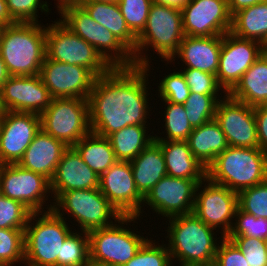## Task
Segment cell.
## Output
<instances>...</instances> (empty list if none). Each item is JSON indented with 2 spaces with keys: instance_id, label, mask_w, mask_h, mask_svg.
Returning a JSON list of instances; mask_svg holds the SVG:
<instances>
[{
  "instance_id": "cell-15",
  "label": "cell",
  "mask_w": 267,
  "mask_h": 266,
  "mask_svg": "<svg viewBox=\"0 0 267 266\" xmlns=\"http://www.w3.org/2000/svg\"><path fill=\"white\" fill-rule=\"evenodd\" d=\"M261 56V43L239 38L231 32L222 35L219 69L216 74L217 81L223 88L221 92L228 94Z\"/></svg>"
},
{
  "instance_id": "cell-44",
  "label": "cell",
  "mask_w": 267,
  "mask_h": 266,
  "mask_svg": "<svg viewBox=\"0 0 267 266\" xmlns=\"http://www.w3.org/2000/svg\"><path fill=\"white\" fill-rule=\"evenodd\" d=\"M244 254L249 266H267V247L263 239L227 236Z\"/></svg>"
},
{
  "instance_id": "cell-52",
  "label": "cell",
  "mask_w": 267,
  "mask_h": 266,
  "mask_svg": "<svg viewBox=\"0 0 267 266\" xmlns=\"http://www.w3.org/2000/svg\"><path fill=\"white\" fill-rule=\"evenodd\" d=\"M57 10L58 12L69 5H80L82 2H84V0H57Z\"/></svg>"
},
{
  "instance_id": "cell-39",
  "label": "cell",
  "mask_w": 267,
  "mask_h": 266,
  "mask_svg": "<svg viewBox=\"0 0 267 266\" xmlns=\"http://www.w3.org/2000/svg\"><path fill=\"white\" fill-rule=\"evenodd\" d=\"M31 213L21 202L0 193V228L25 229Z\"/></svg>"
},
{
  "instance_id": "cell-57",
  "label": "cell",
  "mask_w": 267,
  "mask_h": 266,
  "mask_svg": "<svg viewBox=\"0 0 267 266\" xmlns=\"http://www.w3.org/2000/svg\"><path fill=\"white\" fill-rule=\"evenodd\" d=\"M3 165L2 161H1V154H0V167Z\"/></svg>"
},
{
  "instance_id": "cell-56",
  "label": "cell",
  "mask_w": 267,
  "mask_h": 266,
  "mask_svg": "<svg viewBox=\"0 0 267 266\" xmlns=\"http://www.w3.org/2000/svg\"><path fill=\"white\" fill-rule=\"evenodd\" d=\"M5 26L6 25L0 23V40H1V35H2V32H3L4 28H5Z\"/></svg>"
},
{
  "instance_id": "cell-8",
  "label": "cell",
  "mask_w": 267,
  "mask_h": 266,
  "mask_svg": "<svg viewBox=\"0 0 267 266\" xmlns=\"http://www.w3.org/2000/svg\"><path fill=\"white\" fill-rule=\"evenodd\" d=\"M49 205H45L47 211L62 218L66 211L84 232L109 227L122 217L99 188L62 192Z\"/></svg>"
},
{
  "instance_id": "cell-35",
  "label": "cell",
  "mask_w": 267,
  "mask_h": 266,
  "mask_svg": "<svg viewBox=\"0 0 267 266\" xmlns=\"http://www.w3.org/2000/svg\"><path fill=\"white\" fill-rule=\"evenodd\" d=\"M220 95L190 93L184 103V108L188 121L193 128L199 127L215 118L217 104L222 99V93Z\"/></svg>"
},
{
  "instance_id": "cell-13",
  "label": "cell",
  "mask_w": 267,
  "mask_h": 266,
  "mask_svg": "<svg viewBox=\"0 0 267 266\" xmlns=\"http://www.w3.org/2000/svg\"><path fill=\"white\" fill-rule=\"evenodd\" d=\"M0 193L21 202L32 213L46 212L43 206L51 193L50 181L18 164H3L0 167Z\"/></svg>"
},
{
  "instance_id": "cell-25",
  "label": "cell",
  "mask_w": 267,
  "mask_h": 266,
  "mask_svg": "<svg viewBox=\"0 0 267 266\" xmlns=\"http://www.w3.org/2000/svg\"><path fill=\"white\" fill-rule=\"evenodd\" d=\"M134 182L139 193L145 197L164 176L166 163L160 145L152 141L131 162Z\"/></svg>"
},
{
  "instance_id": "cell-33",
  "label": "cell",
  "mask_w": 267,
  "mask_h": 266,
  "mask_svg": "<svg viewBox=\"0 0 267 266\" xmlns=\"http://www.w3.org/2000/svg\"><path fill=\"white\" fill-rule=\"evenodd\" d=\"M164 102L165 111L163 120L165 124V133L167 136L160 137L155 134V141H186L188 136L193 131V127L190 125L188 121L186 110L184 108V104H174L165 100H161Z\"/></svg>"
},
{
  "instance_id": "cell-12",
  "label": "cell",
  "mask_w": 267,
  "mask_h": 266,
  "mask_svg": "<svg viewBox=\"0 0 267 266\" xmlns=\"http://www.w3.org/2000/svg\"><path fill=\"white\" fill-rule=\"evenodd\" d=\"M237 208V192L207 178L198 183L193 213L207 226L218 229V231L222 228L221 237H227L230 233Z\"/></svg>"
},
{
  "instance_id": "cell-22",
  "label": "cell",
  "mask_w": 267,
  "mask_h": 266,
  "mask_svg": "<svg viewBox=\"0 0 267 266\" xmlns=\"http://www.w3.org/2000/svg\"><path fill=\"white\" fill-rule=\"evenodd\" d=\"M98 187L99 176L82 160L73 146L67 147L50 181L52 199L62 192Z\"/></svg>"
},
{
  "instance_id": "cell-49",
  "label": "cell",
  "mask_w": 267,
  "mask_h": 266,
  "mask_svg": "<svg viewBox=\"0 0 267 266\" xmlns=\"http://www.w3.org/2000/svg\"><path fill=\"white\" fill-rule=\"evenodd\" d=\"M192 0H152V3L182 10Z\"/></svg>"
},
{
  "instance_id": "cell-4",
  "label": "cell",
  "mask_w": 267,
  "mask_h": 266,
  "mask_svg": "<svg viewBox=\"0 0 267 266\" xmlns=\"http://www.w3.org/2000/svg\"><path fill=\"white\" fill-rule=\"evenodd\" d=\"M184 36L182 10L152 3L146 26L137 36L133 54L135 66L150 70L151 61L147 58L149 54H146L150 47L164 59L161 61H167L168 64L177 53Z\"/></svg>"
},
{
  "instance_id": "cell-46",
  "label": "cell",
  "mask_w": 267,
  "mask_h": 266,
  "mask_svg": "<svg viewBox=\"0 0 267 266\" xmlns=\"http://www.w3.org/2000/svg\"><path fill=\"white\" fill-rule=\"evenodd\" d=\"M220 240L213 266H249L243 252L231 240L227 237Z\"/></svg>"
},
{
  "instance_id": "cell-10",
  "label": "cell",
  "mask_w": 267,
  "mask_h": 266,
  "mask_svg": "<svg viewBox=\"0 0 267 266\" xmlns=\"http://www.w3.org/2000/svg\"><path fill=\"white\" fill-rule=\"evenodd\" d=\"M46 57L57 62L86 67L96 77L106 74L112 68L91 44L60 20L49 25L47 23Z\"/></svg>"
},
{
  "instance_id": "cell-21",
  "label": "cell",
  "mask_w": 267,
  "mask_h": 266,
  "mask_svg": "<svg viewBox=\"0 0 267 266\" xmlns=\"http://www.w3.org/2000/svg\"><path fill=\"white\" fill-rule=\"evenodd\" d=\"M7 111L41 115L51 104L52 97L40 75L10 76L1 88Z\"/></svg>"
},
{
  "instance_id": "cell-45",
  "label": "cell",
  "mask_w": 267,
  "mask_h": 266,
  "mask_svg": "<svg viewBox=\"0 0 267 266\" xmlns=\"http://www.w3.org/2000/svg\"><path fill=\"white\" fill-rule=\"evenodd\" d=\"M181 71L190 89V93L219 95L220 90L223 89L219 85L216 75L197 69H183Z\"/></svg>"
},
{
  "instance_id": "cell-50",
  "label": "cell",
  "mask_w": 267,
  "mask_h": 266,
  "mask_svg": "<svg viewBox=\"0 0 267 266\" xmlns=\"http://www.w3.org/2000/svg\"><path fill=\"white\" fill-rule=\"evenodd\" d=\"M0 23L11 25L16 23L11 17L7 9L6 0H0Z\"/></svg>"
},
{
  "instance_id": "cell-47",
  "label": "cell",
  "mask_w": 267,
  "mask_h": 266,
  "mask_svg": "<svg viewBox=\"0 0 267 266\" xmlns=\"http://www.w3.org/2000/svg\"><path fill=\"white\" fill-rule=\"evenodd\" d=\"M259 148L267 153V105L254 107Z\"/></svg>"
},
{
  "instance_id": "cell-30",
  "label": "cell",
  "mask_w": 267,
  "mask_h": 266,
  "mask_svg": "<svg viewBox=\"0 0 267 266\" xmlns=\"http://www.w3.org/2000/svg\"><path fill=\"white\" fill-rule=\"evenodd\" d=\"M230 32L242 39L267 42V0L232 15Z\"/></svg>"
},
{
  "instance_id": "cell-43",
  "label": "cell",
  "mask_w": 267,
  "mask_h": 266,
  "mask_svg": "<svg viewBox=\"0 0 267 266\" xmlns=\"http://www.w3.org/2000/svg\"><path fill=\"white\" fill-rule=\"evenodd\" d=\"M6 4L10 17L15 22L39 23L38 10L45 14L50 11L46 0H6Z\"/></svg>"
},
{
  "instance_id": "cell-5",
  "label": "cell",
  "mask_w": 267,
  "mask_h": 266,
  "mask_svg": "<svg viewBox=\"0 0 267 266\" xmlns=\"http://www.w3.org/2000/svg\"><path fill=\"white\" fill-rule=\"evenodd\" d=\"M206 178L237 193L256 186L267 180V153L229 146L207 167Z\"/></svg>"
},
{
  "instance_id": "cell-38",
  "label": "cell",
  "mask_w": 267,
  "mask_h": 266,
  "mask_svg": "<svg viewBox=\"0 0 267 266\" xmlns=\"http://www.w3.org/2000/svg\"><path fill=\"white\" fill-rule=\"evenodd\" d=\"M238 208L256 218L267 219V180L237 193Z\"/></svg>"
},
{
  "instance_id": "cell-2",
  "label": "cell",
  "mask_w": 267,
  "mask_h": 266,
  "mask_svg": "<svg viewBox=\"0 0 267 266\" xmlns=\"http://www.w3.org/2000/svg\"><path fill=\"white\" fill-rule=\"evenodd\" d=\"M168 251L180 266H213L217 252V234L194 213L169 218ZM216 235V236H214ZM216 237V238H215ZM177 260V261H176Z\"/></svg>"
},
{
  "instance_id": "cell-37",
  "label": "cell",
  "mask_w": 267,
  "mask_h": 266,
  "mask_svg": "<svg viewBox=\"0 0 267 266\" xmlns=\"http://www.w3.org/2000/svg\"><path fill=\"white\" fill-rule=\"evenodd\" d=\"M156 240L147 239L131 258L123 266H172L170 253L166 244L160 245ZM157 243V244H156Z\"/></svg>"
},
{
  "instance_id": "cell-11",
  "label": "cell",
  "mask_w": 267,
  "mask_h": 266,
  "mask_svg": "<svg viewBox=\"0 0 267 266\" xmlns=\"http://www.w3.org/2000/svg\"><path fill=\"white\" fill-rule=\"evenodd\" d=\"M40 119L41 129L68 147L91 131L89 102L82 98H52Z\"/></svg>"
},
{
  "instance_id": "cell-53",
  "label": "cell",
  "mask_w": 267,
  "mask_h": 266,
  "mask_svg": "<svg viewBox=\"0 0 267 266\" xmlns=\"http://www.w3.org/2000/svg\"><path fill=\"white\" fill-rule=\"evenodd\" d=\"M6 112L7 110L4 107L2 96H1V89H0V122L3 120Z\"/></svg>"
},
{
  "instance_id": "cell-7",
  "label": "cell",
  "mask_w": 267,
  "mask_h": 266,
  "mask_svg": "<svg viewBox=\"0 0 267 266\" xmlns=\"http://www.w3.org/2000/svg\"><path fill=\"white\" fill-rule=\"evenodd\" d=\"M137 216H122L116 224L88 232L89 262L94 266H123L148 239L131 231L128 224ZM118 223V224H117ZM128 227H124V225ZM128 228V229H127Z\"/></svg>"
},
{
  "instance_id": "cell-1",
  "label": "cell",
  "mask_w": 267,
  "mask_h": 266,
  "mask_svg": "<svg viewBox=\"0 0 267 266\" xmlns=\"http://www.w3.org/2000/svg\"><path fill=\"white\" fill-rule=\"evenodd\" d=\"M148 73L140 66L112 67L96 77L88 98L92 132L108 137L126 126L148 125Z\"/></svg>"
},
{
  "instance_id": "cell-55",
  "label": "cell",
  "mask_w": 267,
  "mask_h": 266,
  "mask_svg": "<svg viewBox=\"0 0 267 266\" xmlns=\"http://www.w3.org/2000/svg\"><path fill=\"white\" fill-rule=\"evenodd\" d=\"M101 1V2H117L118 0H84V2Z\"/></svg>"
},
{
  "instance_id": "cell-17",
  "label": "cell",
  "mask_w": 267,
  "mask_h": 266,
  "mask_svg": "<svg viewBox=\"0 0 267 266\" xmlns=\"http://www.w3.org/2000/svg\"><path fill=\"white\" fill-rule=\"evenodd\" d=\"M98 188L122 216H143L144 197L135 186L130 162L116 161L99 176Z\"/></svg>"
},
{
  "instance_id": "cell-27",
  "label": "cell",
  "mask_w": 267,
  "mask_h": 266,
  "mask_svg": "<svg viewBox=\"0 0 267 266\" xmlns=\"http://www.w3.org/2000/svg\"><path fill=\"white\" fill-rule=\"evenodd\" d=\"M186 141L193 156L206 169L229 147L226 136L215 118L194 128Z\"/></svg>"
},
{
  "instance_id": "cell-36",
  "label": "cell",
  "mask_w": 267,
  "mask_h": 266,
  "mask_svg": "<svg viewBox=\"0 0 267 266\" xmlns=\"http://www.w3.org/2000/svg\"><path fill=\"white\" fill-rule=\"evenodd\" d=\"M24 230L0 228V266L24 264Z\"/></svg>"
},
{
  "instance_id": "cell-9",
  "label": "cell",
  "mask_w": 267,
  "mask_h": 266,
  "mask_svg": "<svg viewBox=\"0 0 267 266\" xmlns=\"http://www.w3.org/2000/svg\"><path fill=\"white\" fill-rule=\"evenodd\" d=\"M59 20L91 44L111 67H133V54L104 26L90 17L81 5H69L58 12Z\"/></svg>"
},
{
  "instance_id": "cell-24",
  "label": "cell",
  "mask_w": 267,
  "mask_h": 266,
  "mask_svg": "<svg viewBox=\"0 0 267 266\" xmlns=\"http://www.w3.org/2000/svg\"><path fill=\"white\" fill-rule=\"evenodd\" d=\"M67 147L62 141L40 129L17 164L51 181Z\"/></svg>"
},
{
  "instance_id": "cell-19",
  "label": "cell",
  "mask_w": 267,
  "mask_h": 266,
  "mask_svg": "<svg viewBox=\"0 0 267 266\" xmlns=\"http://www.w3.org/2000/svg\"><path fill=\"white\" fill-rule=\"evenodd\" d=\"M186 36L210 37L230 32L232 15L227 0H192L182 9Z\"/></svg>"
},
{
  "instance_id": "cell-23",
  "label": "cell",
  "mask_w": 267,
  "mask_h": 266,
  "mask_svg": "<svg viewBox=\"0 0 267 266\" xmlns=\"http://www.w3.org/2000/svg\"><path fill=\"white\" fill-rule=\"evenodd\" d=\"M222 35L210 37L184 36L177 53L169 62L178 57L184 69H197L216 75L219 69Z\"/></svg>"
},
{
  "instance_id": "cell-51",
  "label": "cell",
  "mask_w": 267,
  "mask_h": 266,
  "mask_svg": "<svg viewBox=\"0 0 267 266\" xmlns=\"http://www.w3.org/2000/svg\"><path fill=\"white\" fill-rule=\"evenodd\" d=\"M9 77L10 74L7 70L6 64L0 55V89Z\"/></svg>"
},
{
  "instance_id": "cell-42",
  "label": "cell",
  "mask_w": 267,
  "mask_h": 266,
  "mask_svg": "<svg viewBox=\"0 0 267 266\" xmlns=\"http://www.w3.org/2000/svg\"><path fill=\"white\" fill-rule=\"evenodd\" d=\"M233 227L228 236H249L257 239H267V219L256 218L237 208Z\"/></svg>"
},
{
  "instance_id": "cell-54",
  "label": "cell",
  "mask_w": 267,
  "mask_h": 266,
  "mask_svg": "<svg viewBox=\"0 0 267 266\" xmlns=\"http://www.w3.org/2000/svg\"><path fill=\"white\" fill-rule=\"evenodd\" d=\"M262 55L267 60V43L262 44Z\"/></svg>"
},
{
  "instance_id": "cell-3",
  "label": "cell",
  "mask_w": 267,
  "mask_h": 266,
  "mask_svg": "<svg viewBox=\"0 0 267 266\" xmlns=\"http://www.w3.org/2000/svg\"><path fill=\"white\" fill-rule=\"evenodd\" d=\"M0 55L10 76L39 75L46 58V26L23 22L6 25Z\"/></svg>"
},
{
  "instance_id": "cell-40",
  "label": "cell",
  "mask_w": 267,
  "mask_h": 266,
  "mask_svg": "<svg viewBox=\"0 0 267 266\" xmlns=\"http://www.w3.org/2000/svg\"><path fill=\"white\" fill-rule=\"evenodd\" d=\"M117 3L127 26L138 36L146 26L152 0H118Z\"/></svg>"
},
{
  "instance_id": "cell-32",
  "label": "cell",
  "mask_w": 267,
  "mask_h": 266,
  "mask_svg": "<svg viewBox=\"0 0 267 266\" xmlns=\"http://www.w3.org/2000/svg\"><path fill=\"white\" fill-rule=\"evenodd\" d=\"M148 125H130L113 132L107 138L110 140L117 161L131 162L152 141L153 134H148ZM147 132V133H146Z\"/></svg>"
},
{
  "instance_id": "cell-41",
  "label": "cell",
  "mask_w": 267,
  "mask_h": 266,
  "mask_svg": "<svg viewBox=\"0 0 267 266\" xmlns=\"http://www.w3.org/2000/svg\"><path fill=\"white\" fill-rule=\"evenodd\" d=\"M163 77L158 85V97L174 104H184L190 95V89L182 71L174 70Z\"/></svg>"
},
{
  "instance_id": "cell-14",
  "label": "cell",
  "mask_w": 267,
  "mask_h": 266,
  "mask_svg": "<svg viewBox=\"0 0 267 266\" xmlns=\"http://www.w3.org/2000/svg\"><path fill=\"white\" fill-rule=\"evenodd\" d=\"M201 181L166 175L144 197L143 206L147 204L157 216L167 219L193 213L196 187Z\"/></svg>"
},
{
  "instance_id": "cell-20",
  "label": "cell",
  "mask_w": 267,
  "mask_h": 266,
  "mask_svg": "<svg viewBox=\"0 0 267 266\" xmlns=\"http://www.w3.org/2000/svg\"><path fill=\"white\" fill-rule=\"evenodd\" d=\"M40 129V115L7 111L0 122L2 163L17 164Z\"/></svg>"
},
{
  "instance_id": "cell-28",
  "label": "cell",
  "mask_w": 267,
  "mask_h": 266,
  "mask_svg": "<svg viewBox=\"0 0 267 266\" xmlns=\"http://www.w3.org/2000/svg\"><path fill=\"white\" fill-rule=\"evenodd\" d=\"M97 23L108 29L132 54L137 36L129 29L117 2L91 1L80 4Z\"/></svg>"
},
{
  "instance_id": "cell-16",
  "label": "cell",
  "mask_w": 267,
  "mask_h": 266,
  "mask_svg": "<svg viewBox=\"0 0 267 266\" xmlns=\"http://www.w3.org/2000/svg\"><path fill=\"white\" fill-rule=\"evenodd\" d=\"M215 120L229 146L259 148L254 107L224 94L217 104Z\"/></svg>"
},
{
  "instance_id": "cell-26",
  "label": "cell",
  "mask_w": 267,
  "mask_h": 266,
  "mask_svg": "<svg viewBox=\"0 0 267 266\" xmlns=\"http://www.w3.org/2000/svg\"><path fill=\"white\" fill-rule=\"evenodd\" d=\"M156 142L161 147L168 176L191 180L206 178V168L193 156L187 141Z\"/></svg>"
},
{
  "instance_id": "cell-18",
  "label": "cell",
  "mask_w": 267,
  "mask_h": 266,
  "mask_svg": "<svg viewBox=\"0 0 267 266\" xmlns=\"http://www.w3.org/2000/svg\"><path fill=\"white\" fill-rule=\"evenodd\" d=\"M40 77L52 98L88 100L96 76L86 67L45 58Z\"/></svg>"
},
{
  "instance_id": "cell-31",
  "label": "cell",
  "mask_w": 267,
  "mask_h": 266,
  "mask_svg": "<svg viewBox=\"0 0 267 266\" xmlns=\"http://www.w3.org/2000/svg\"><path fill=\"white\" fill-rule=\"evenodd\" d=\"M73 147L98 176L117 161L110 140L92 131L81 138Z\"/></svg>"
},
{
  "instance_id": "cell-6",
  "label": "cell",
  "mask_w": 267,
  "mask_h": 266,
  "mask_svg": "<svg viewBox=\"0 0 267 266\" xmlns=\"http://www.w3.org/2000/svg\"><path fill=\"white\" fill-rule=\"evenodd\" d=\"M64 219L67 218L59 217L53 210L31 213L24 230L26 266H57L62 245L73 232Z\"/></svg>"
},
{
  "instance_id": "cell-29",
  "label": "cell",
  "mask_w": 267,
  "mask_h": 266,
  "mask_svg": "<svg viewBox=\"0 0 267 266\" xmlns=\"http://www.w3.org/2000/svg\"><path fill=\"white\" fill-rule=\"evenodd\" d=\"M228 94L251 107L267 105V60L263 55L242 75Z\"/></svg>"
},
{
  "instance_id": "cell-48",
  "label": "cell",
  "mask_w": 267,
  "mask_h": 266,
  "mask_svg": "<svg viewBox=\"0 0 267 266\" xmlns=\"http://www.w3.org/2000/svg\"><path fill=\"white\" fill-rule=\"evenodd\" d=\"M227 1L230 14L233 15L235 12L243 8L251 7L255 4L264 2L265 0H227Z\"/></svg>"
},
{
  "instance_id": "cell-34",
  "label": "cell",
  "mask_w": 267,
  "mask_h": 266,
  "mask_svg": "<svg viewBox=\"0 0 267 266\" xmlns=\"http://www.w3.org/2000/svg\"><path fill=\"white\" fill-rule=\"evenodd\" d=\"M89 264L88 232L73 231L62 245L61 257H57V266H88Z\"/></svg>"
}]
</instances>
